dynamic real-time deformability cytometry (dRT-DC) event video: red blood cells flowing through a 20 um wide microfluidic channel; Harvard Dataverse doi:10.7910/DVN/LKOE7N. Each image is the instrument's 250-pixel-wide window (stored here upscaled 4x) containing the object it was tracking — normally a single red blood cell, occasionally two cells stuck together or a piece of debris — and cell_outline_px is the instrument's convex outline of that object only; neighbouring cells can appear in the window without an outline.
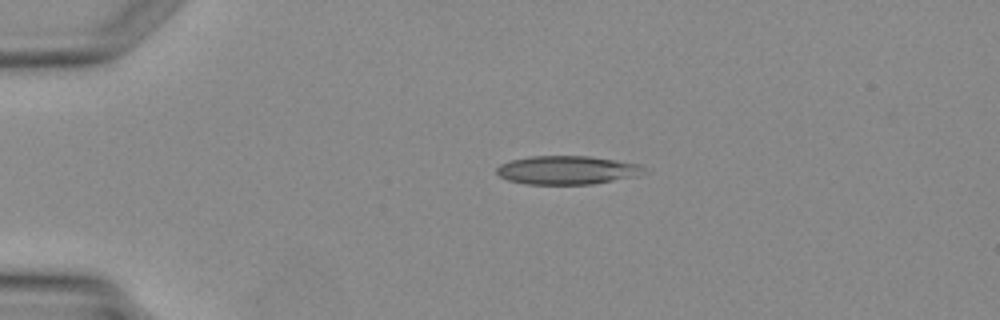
{"species": "Egyptian fruit bat (a non-hibernating species)", "species_latin": "Rousettus aegyptiacus", "temperature_condition": "warm", "stored_images_in_passage": 3, "camera_frame_rate_fps": 3000, "um_per_image_px": 0.085, "animal": {"sex": "female"}, "frame": {"image": 1, "passage_image": 2, "time_ms": 1.333, "image_size_px": [1000, 320], "cell_outline_px": [[648, 172], [636, 176], [592, 184], [524, 184], [508, 180], [500, 176], [496, 172], [496, 168], [500, 164], [512, 160], [532, 156], [588, 156], [616, 160], [640, 164], [648, 168]], "centroid_in_image_um": [48.24, 14.46], "position_along_channel_um": 36.8, "area_um2": 24.62}}